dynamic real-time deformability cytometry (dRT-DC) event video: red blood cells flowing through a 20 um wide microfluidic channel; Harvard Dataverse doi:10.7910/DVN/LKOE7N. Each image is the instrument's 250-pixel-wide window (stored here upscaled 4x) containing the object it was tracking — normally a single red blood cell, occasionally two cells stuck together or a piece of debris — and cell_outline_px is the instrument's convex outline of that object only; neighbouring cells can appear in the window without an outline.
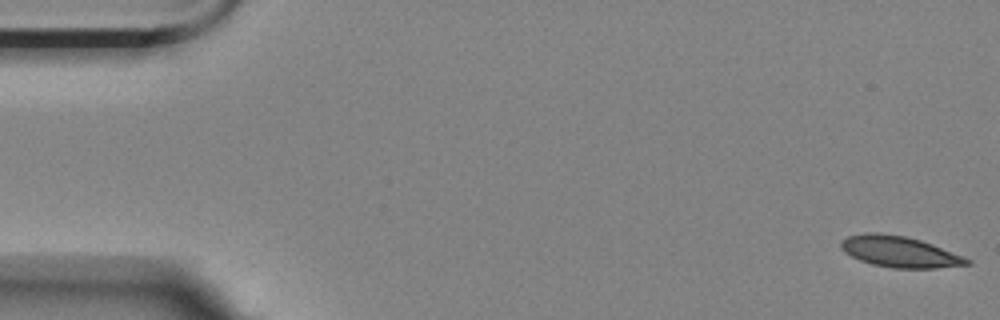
{"species": "Egyptian fruit bat (a non-hibernating species)", "species_latin": "Rousettus aegyptiacus", "temperature_condition": "room temperature", "stored_images_in_passage": 10, "camera_frame_rate_fps": 3000, "um_per_image_px": 0.085, "animal": {"sex": "female"}, "frame": {"image": 1, "passage_image": 1, "time_ms": 0.0, "image_size_px": [1000, 320], "cell_outline_px": [[972, 264], [936, 268], [892, 268], [872, 264], [860, 260], [844, 252], [840, 248], [840, 244], [848, 236], [864, 232], [880, 232], [904, 236], [920, 240], [932, 244], [964, 256], [972, 260]], "centroid_in_image_um": [76.48, 21.39], "position_along_channel_um": 8.5, "area_um2": 22.83}}